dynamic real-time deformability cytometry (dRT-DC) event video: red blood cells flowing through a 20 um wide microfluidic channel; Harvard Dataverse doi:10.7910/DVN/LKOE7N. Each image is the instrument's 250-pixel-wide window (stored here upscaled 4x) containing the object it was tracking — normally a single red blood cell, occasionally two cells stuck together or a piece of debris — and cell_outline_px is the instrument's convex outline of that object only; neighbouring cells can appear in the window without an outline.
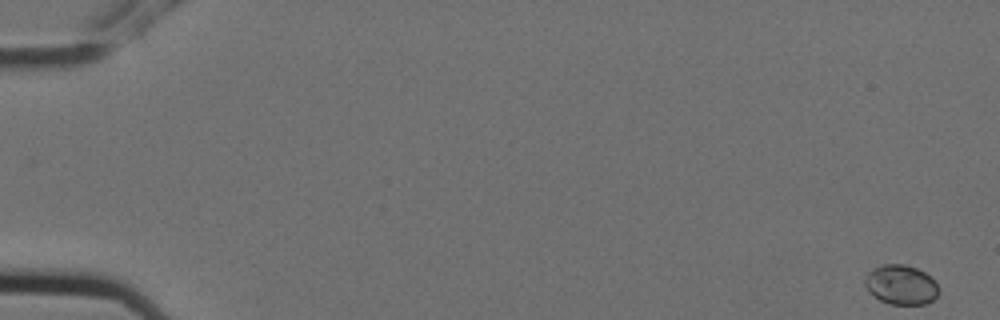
{"species": "Egyptian fruit bat (a non-hibernating species)", "species_latin": "Rousettus aegyptiacus", "temperature_condition": "cold", "stored_images_in_passage": 5, "camera_frame_rate_fps": 3000, "um_per_image_px": 0.085, "animal": {"sex": "female"}, "frame": {"image": 1, "passage_image": 1, "time_ms": 0.0, "image_size_px": [1000, 320], "cell_outline_px": [[940, 292], [932, 300], [924, 304], [888, 304], [872, 296], [868, 292], [864, 284], [864, 276], [872, 268], [884, 264], [904, 264], [916, 268], [924, 272], [940, 288]], "centroid_in_image_um": [76.53, 24.21], "position_along_channel_um": 8.5, "area_um2": 17.17}}
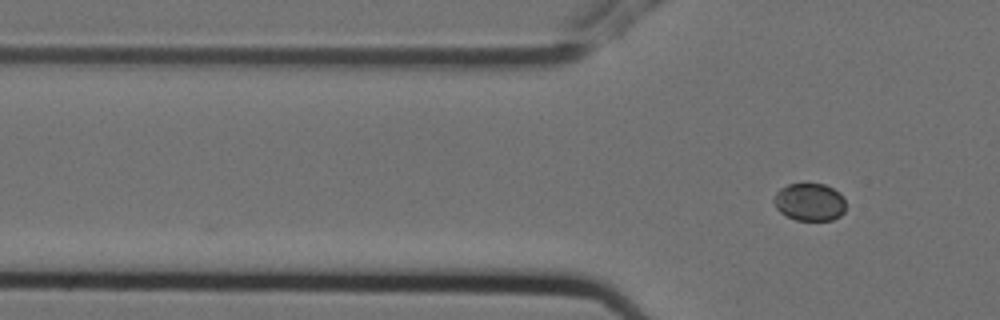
{"frame": {"image": 2, "passage_image": 5, "time_ms": 1.333, "image_size_px": [1000, 320], "cell_outline_px": [[844, 212], [840, 216], [832, 220], [796, 220], [780, 212], [776, 208], [772, 200], [776, 192], [780, 188], [788, 184], [824, 184], [840, 192], [844, 200]], "centroid_in_image_um": [68.8, 17.17], "position_along_channel_um": 57.0, "area_um2": 15.78}}